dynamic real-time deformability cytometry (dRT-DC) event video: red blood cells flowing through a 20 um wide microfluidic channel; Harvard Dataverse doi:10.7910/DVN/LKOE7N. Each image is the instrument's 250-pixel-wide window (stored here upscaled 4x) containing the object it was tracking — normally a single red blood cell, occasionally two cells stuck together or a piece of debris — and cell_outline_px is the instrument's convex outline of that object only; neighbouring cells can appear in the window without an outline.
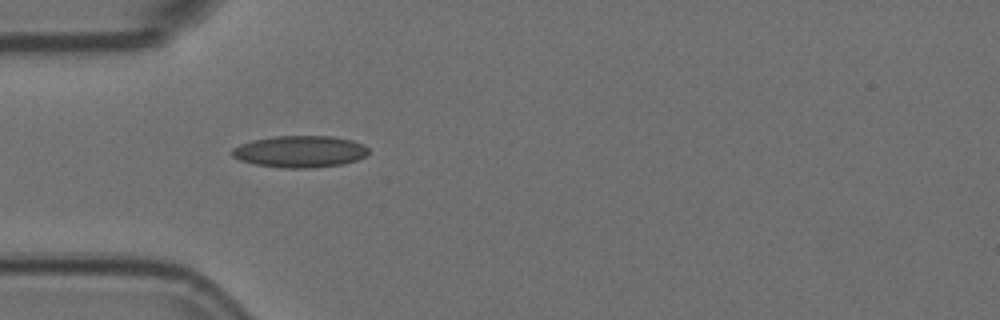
{"species": "Egyptian fruit bat (a non-hibernating species)", "species_latin": "Rousettus aegyptiacus", "temperature_condition": "room temperature", "stored_images_in_passage": 5, "camera_frame_rate_fps": 3000, "um_per_image_px": 0.085, "animal": {"sex": "female"}, "frame": {"image": 1, "passage_image": 5, "time_ms": 1.333, "image_size_px": [1000, 320], "cell_outline_px": [[368, 156], [356, 160], [340, 164], [316, 168], [284, 168], [256, 164], [240, 160], [232, 156], [232, 148], [240, 144], [252, 140], [272, 136], [332, 136], [352, 140], [364, 144], [368, 148]], "centroid_in_image_um": [25.51, 12.88], "position_along_channel_um": 59.5, "area_um2": 25.37}}